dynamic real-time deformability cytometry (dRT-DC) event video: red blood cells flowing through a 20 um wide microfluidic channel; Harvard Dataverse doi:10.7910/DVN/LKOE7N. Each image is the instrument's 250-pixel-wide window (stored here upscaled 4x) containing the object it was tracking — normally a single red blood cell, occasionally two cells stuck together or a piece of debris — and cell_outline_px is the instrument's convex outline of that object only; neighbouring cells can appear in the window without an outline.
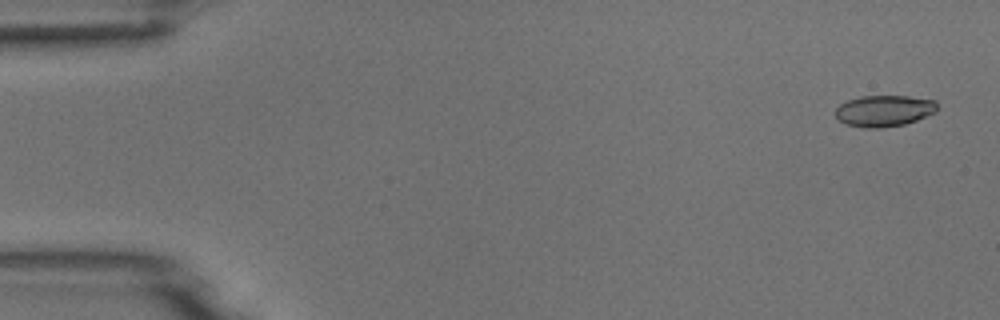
{"species": "common noctule bat (a hibernating species)", "species_latin": "Nyctalus noctula", "temperature_condition": "room temperature", "stored_images_in_passage": 5, "camera_frame_rate_fps": 3000, "um_per_image_px": 0.085, "animal": {"sex": "male", "body_mass_g": 18.8}, "frame": {"image": 1, "passage_image": 1, "time_ms": 0.0, "image_size_px": [1000, 320], "cell_outline_px": [[936, 112], [916, 120], [904, 124], [880, 128], [864, 128], [848, 124], [840, 120], [836, 116], [836, 108], [840, 104], [848, 100], [860, 96], [908, 96], [936, 100]], "centroid_in_image_um": [75.16, 9.41], "position_along_channel_um": 9.8, "area_um2": 18.44}}
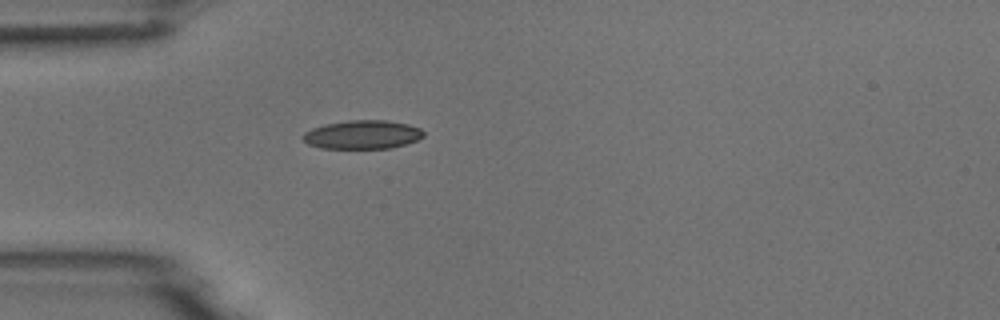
{"frame": {"image": 2, "passage_image": 5, "time_ms": 4.333, "image_size_px": [1000, 320], "cell_outline_px": [[424, 136], [416, 140], [392, 148], [320, 148], [308, 144], [300, 136], [304, 132], [312, 128], [324, 124], [348, 120], [388, 120], [408, 124], [420, 128], [424, 132]], "centroid_in_image_um": [30.78, 11.43], "position_along_channel_um": 54.2, "area_um2": 20.23}}